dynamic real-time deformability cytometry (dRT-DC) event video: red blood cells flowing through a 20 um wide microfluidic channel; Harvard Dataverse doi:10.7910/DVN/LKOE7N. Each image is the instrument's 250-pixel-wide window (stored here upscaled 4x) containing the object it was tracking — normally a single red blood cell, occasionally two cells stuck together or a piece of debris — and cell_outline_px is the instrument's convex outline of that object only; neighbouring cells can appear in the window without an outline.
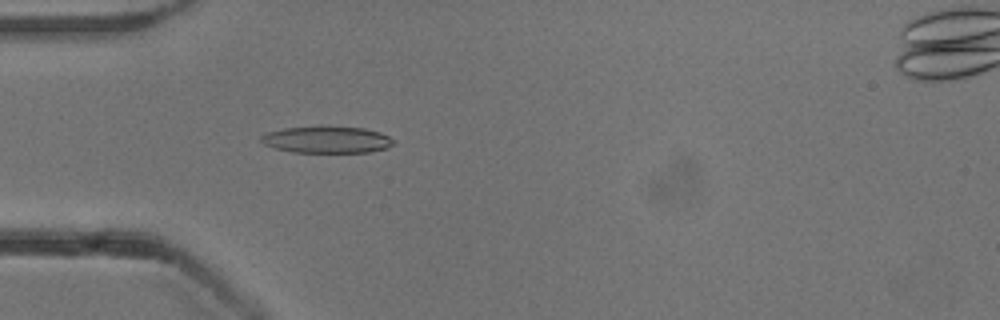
{"species": "common noctule bat (a hibernating species)", "species_latin": "Nyctalus noctula", "temperature_condition": "cold", "stored_images_in_passage": 44, "camera_frame_rate_fps": 3000, "um_per_image_px": 0.085, "animal": {"sex": "male", "body_mass_g": 13.3}, "frame": {"image": 1, "passage_image": 7, "time_ms": 2.0, "image_size_px": [1000, 320], "cell_outline_px": [[392, 144], [388, 148], [368, 152], [292, 152], [276, 148], [264, 144], [260, 140], [260, 136], [268, 132], [284, 128], [364, 128], [380, 132], [388, 136], [392, 140]], "centroid_in_image_um": [27.77, 11.9], "position_along_channel_um": 57.2, "area_um2": 19.94}}
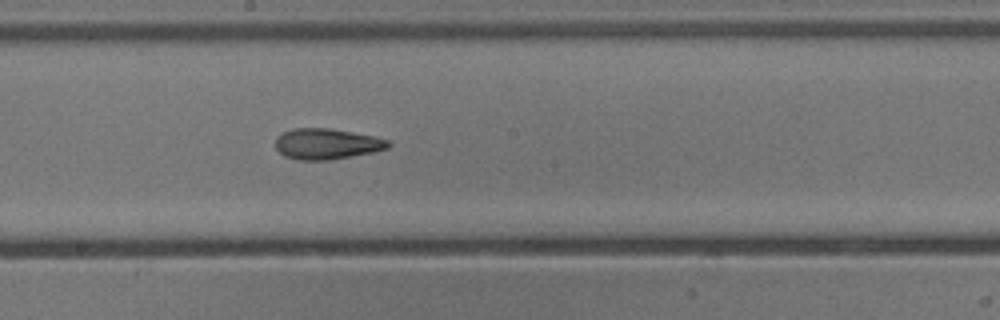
{"frame": {"image": 2, "passage_image": 20, "time_ms": 6.333, "image_size_px": [1000, 320], "cell_outline_px": [[392, 144], [388, 148], [372, 152], [328, 160], [300, 160], [284, 156], [276, 148], [276, 136], [292, 128], [332, 128], [376, 136], [388, 140]], "centroid_in_image_um": [27.78, 12.22], "position_along_channel_um": 220.4, "area_um2": 20.29}}
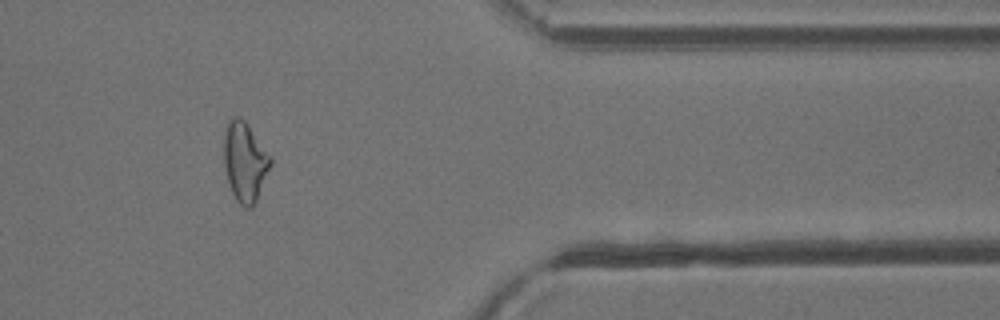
{"frame": {"image": 3, "passage_image": 35, "time_ms": 11.333, "image_size_px": [1000, 320], "cell_outline_px": [[272, 164], [256, 200], [252, 208], [244, 208], [236, 200], [232, 192], [228, 180], [224, 164], [224, 132], [228, 120], [232, 116], [240, 116], [244, 120], [272, 156]], "centroid_in_image_um": [20.82, 13.73], "position_along_channel_um": 390.6, "area_um2": 21.68}, "authors_computed_cell_mechanics": {"area_um2": 20.23, "velocity_mm_per_s": 3.8572, "shape_relaxation_time_tau1_ms": 7.1788, "shape_relaxation_time_tau2_ms": 2.206, "deformation_change_tau1": 0.2135, "deformation_change_tau2": 0.1125}}